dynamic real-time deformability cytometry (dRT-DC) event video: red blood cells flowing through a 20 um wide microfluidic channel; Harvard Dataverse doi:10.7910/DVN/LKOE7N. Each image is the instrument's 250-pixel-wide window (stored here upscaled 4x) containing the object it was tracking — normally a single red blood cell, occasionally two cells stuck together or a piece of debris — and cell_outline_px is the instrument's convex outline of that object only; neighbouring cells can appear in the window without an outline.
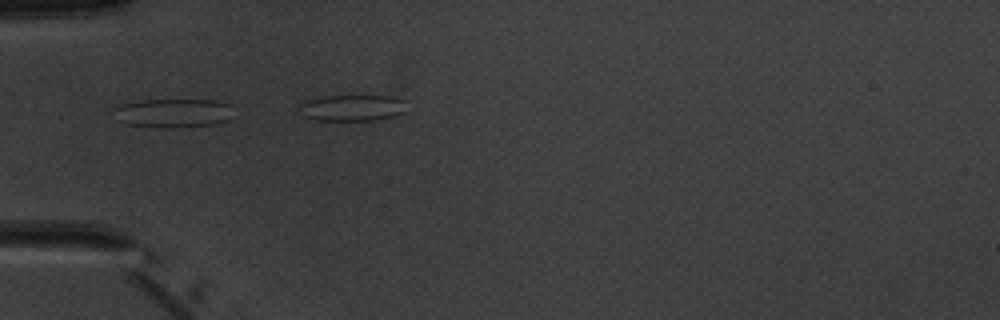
{"species": "common noctule bat (a hibernating species)", "species_latin": "Nyctalus noctula", "temperature_condition": "warm", "stored_images_in_passage": 3, "camera_frame_rate_fps": 3000, "um_per_image_px": 0.085, "animal": {"sex": "male", "body_mass_g": 20.1, "forearm_length_mm": 53.5}, "frame": {"image": 1, "passage_image": 2, "time_ms": 1.333, "image_size_px": [1000, 320], "cell_outline_px": [[232, 104], [228, 120], [212, 124], [172, 128], [160, 128], [128, 124], [116, 120], [116, 108], [120, 104], [140, 100], [216, 100]], "centroid_in_image_um": [14.71, 9.6], "position_along_channel_um": 70.3, "area_um2": 20.06}}